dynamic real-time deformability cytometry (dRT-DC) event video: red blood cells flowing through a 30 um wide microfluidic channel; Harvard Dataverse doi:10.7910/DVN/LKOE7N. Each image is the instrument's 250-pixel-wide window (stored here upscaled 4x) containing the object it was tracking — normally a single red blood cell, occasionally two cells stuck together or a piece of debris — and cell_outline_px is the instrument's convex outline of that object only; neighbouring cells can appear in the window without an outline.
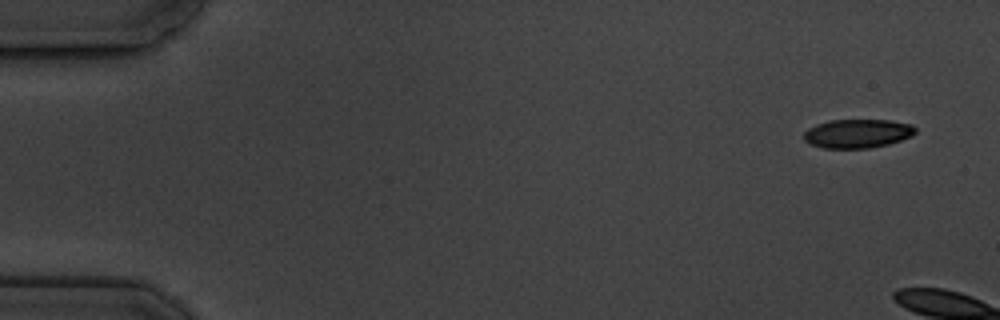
{"species": "common noctule bat (a hibernating species)", "species_latin": "Nyctalus noctula", "temperature_condition": "cold", "stored_images_in_passage": 2, "camera_frame_rate_fps": 3000, "um_per_image_px": 0.085, "animal": {"sex": "male", "body_mass_g": 19.5, "forearm_length_mm": 54.6}, "frame": {"image": 1, "passage_image": 1, "time_ms": 0.0, "image_size_px": [1000, 320], "cell_outline_px": [[916, 132], [912, 136], [888, 144], [868, 148], [824, 148], [812, 144], [804, 140], [804, 132], [808, 128], [816, 124], [828, 120], [892, 120], [912, 124], [916, 128]], "centroid_in_image_um": [72.9, 11.34], "position_along_channel_um": 12.1, "area_um2": 18.79}}